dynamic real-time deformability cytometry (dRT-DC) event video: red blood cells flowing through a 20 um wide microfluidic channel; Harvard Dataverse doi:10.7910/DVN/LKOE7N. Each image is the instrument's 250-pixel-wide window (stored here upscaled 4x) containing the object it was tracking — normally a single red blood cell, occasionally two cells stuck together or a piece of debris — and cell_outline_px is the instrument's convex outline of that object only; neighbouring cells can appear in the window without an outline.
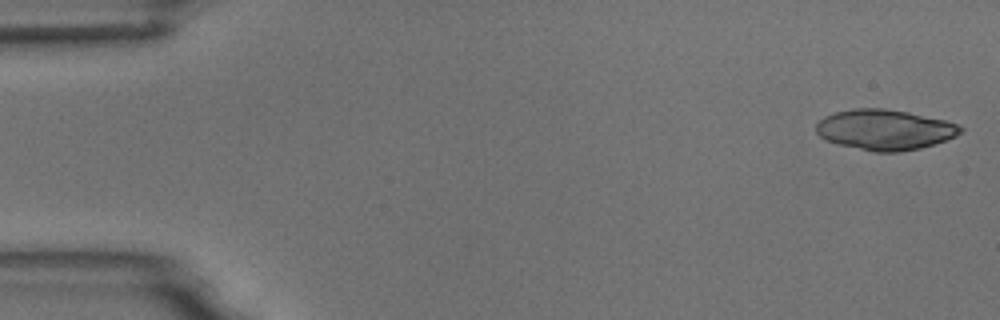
{"species": "common noctule bat (a hibernating species)", "species_latin": "Nyctalus noctula", "temperature_condition": "room temperature", "stored_images_in_passage": 5, "camera_frame_rate_fps": 3000, "um_per_image_px": 0.085, "animal": {"sex": "male", "body_mass_g": 18.8}, "frame": {"image": 1, "passage_image": 1, "time_ms": 0.0, "image_size_px": [1000, 320], "cell_outline_px": [[964, 128], [956, 136], [920, 148], [896, 152], [876, 152], [840, 144], [828, 140], [820, 136], [816, 132], [816, 124], [824, 116], [836, 112], [852, 108], [884, 108], [908, 112], [944, 120], [960, 124]], "centroid_in_image_um": [75.21, 11.01], "position_along_channel_um": 9.8, "area_um2": 33.7}}